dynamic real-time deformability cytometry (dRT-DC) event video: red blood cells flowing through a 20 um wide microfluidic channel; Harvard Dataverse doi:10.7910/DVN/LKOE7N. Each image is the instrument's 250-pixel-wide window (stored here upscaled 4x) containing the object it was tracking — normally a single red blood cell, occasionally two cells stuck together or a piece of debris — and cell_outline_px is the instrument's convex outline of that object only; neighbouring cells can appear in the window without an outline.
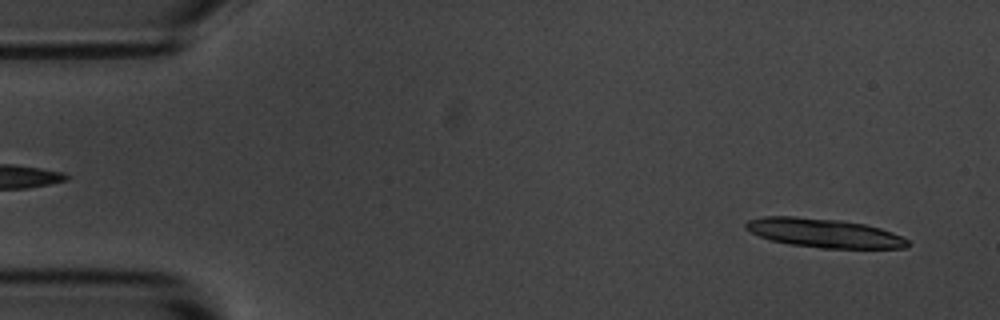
{"species": "common noctule bat (a hibernating species)", "species_latin": "Nyctalus noctula", "temperature_condition": "room temperature", "stored_images_in_passage": 31, "camera_frame_rate_fps": 3000, "um_per_image_px": 0.085, "animal": {"sex": "male", "body_mass_g": 20.1, "forearm_length_mm": 53.5}, "frame": {"image": 1, "passage_image": 3, "time_ms": 0.667, "image_size_px": [1000, 320], "cell_outline_px": [[912, 244], [908, 248], [820, 248], [788, 244], [772, 240], [760, 236], [744, 228], [744, 224], [748, 220], [764, 216], [792, 216], [840, 220], [864, 224], [880, 228], [892, 232], [908, 240]], "centroid_in_image_um": [70.05, 19.81], "position_along_channel_um": 14.9, "area_um2": 27.34}}
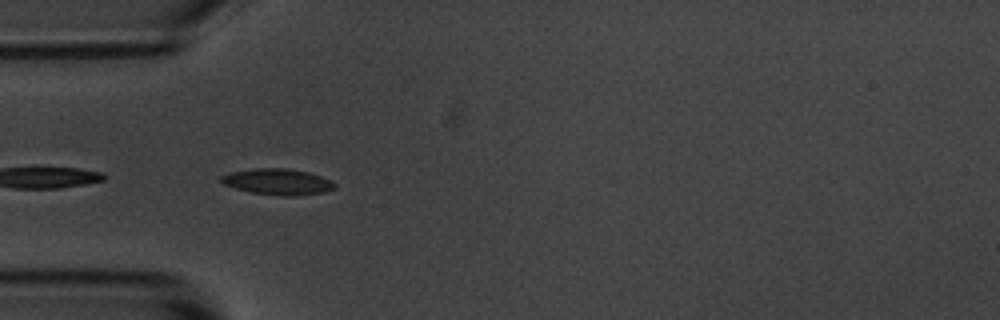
{"frame": {"image": 2, "passage_image": 16, "time_ms": 5.0, "image_size_px": [1000, 320], "cell_outline_px": [[336, 188], [324, 192], [296, 196], [280, 196], [252, 192], [236, 188], [224, 184], [220, 180], [220, 176], [228, 172], [256, 168], [288, 168], [308, 172], [320, 176], [336, 184]], "centroid_in_image_um": [23.59, 15.45], "position_along_channel_um": 61.4, "area_um2": 17.22}}